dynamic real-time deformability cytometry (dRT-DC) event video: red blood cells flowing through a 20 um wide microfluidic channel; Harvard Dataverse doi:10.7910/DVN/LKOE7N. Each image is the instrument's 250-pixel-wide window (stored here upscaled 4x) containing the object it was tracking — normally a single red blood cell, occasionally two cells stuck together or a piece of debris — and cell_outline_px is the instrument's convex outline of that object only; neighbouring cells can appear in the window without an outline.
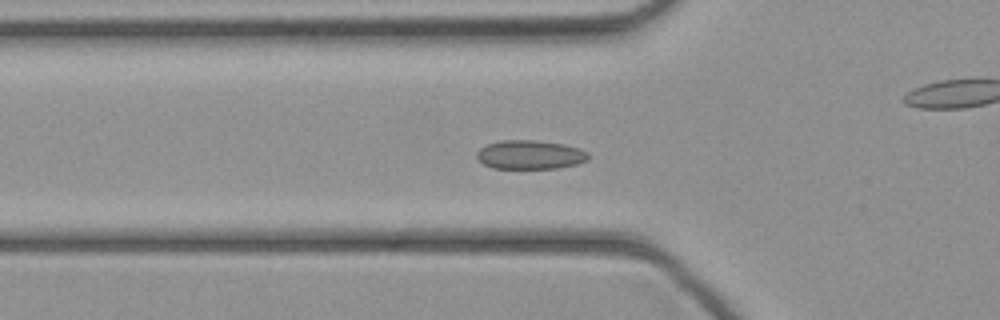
{"species": "common noctule bat (a hibernating species)", "species_latin": "Nyctalus noctula", "temperature_condition": "cold", "stored_images_in_passage": 45, "camera_frame_rate_fps": 3000, "um_per_image_px": 0.085, "animal": {"sex": "female", "body_mass_g": 21.9}, "frame": {"image": 1, "passage_image": 15, "time_ms": 4.667, "image_size_px": [1000, 320], "cell_outline_px": [[588, 160], [576, 164], [556, 168], [492, 168], [484, 164], [476, 156], [476, 152], [480, 148], [488, 144], [500, 140], [536, 140], [564, 144], [580, 148], [588, 152]], "centroid_in_image_um": [45.06, 13.14], "position_along_channel_um": 80.7, "area_um2": 18.79}}
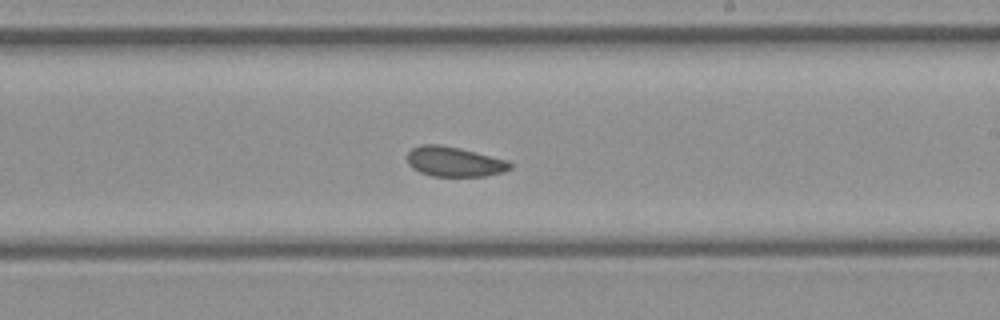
{"frame": {"image": 2, "passage_image": 26, "time_ms": 8.333, "image_size_px": [1000, 320], "cell_outline_px": [[512, 168], [504, 172], [488, 176], [432, 176], [420, 172], [412, 168], [408, 164], [408, 152], [412, 148], [420, 144], [440, 144], [460, 148], [508, 160], [512, 164]], "centroid_in_image_um": [38.63, 13.74], "position_along_channel_um": 250.4, "area_um2": 18.09}}
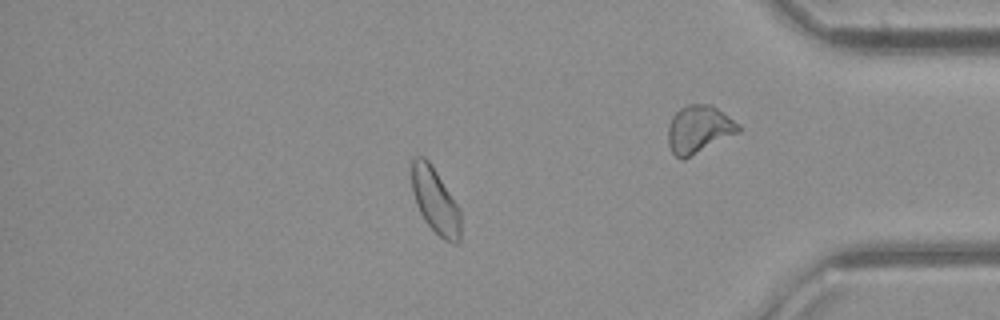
{"frame": {"image": 3, "passage_image": 38, "time_ms": 12.333, "image_size_px": [1000, 320], "cell_outline_px": [[460, 240], [456, 244], [444, 240], [424, 220], [416, 204], [412, 192], [412, 156], [424, 156], [432, 164], [460, 208]], "centroid_in_image_um": [36.99, 17.04], "position_along_channel_um": 398.2, "area_um2": 18.79}}